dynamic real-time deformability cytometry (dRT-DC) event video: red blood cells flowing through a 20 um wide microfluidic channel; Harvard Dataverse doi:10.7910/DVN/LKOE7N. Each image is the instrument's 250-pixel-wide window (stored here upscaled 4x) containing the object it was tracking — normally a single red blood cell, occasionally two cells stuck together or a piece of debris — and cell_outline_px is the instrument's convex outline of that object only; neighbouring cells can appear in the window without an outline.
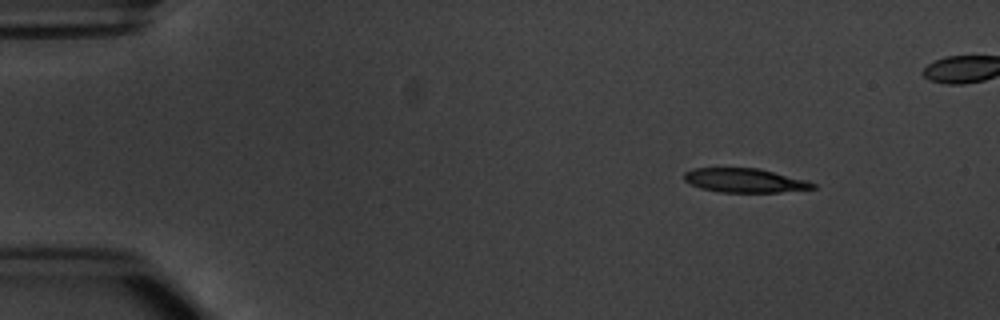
{"species": "common noctule bat (a hibernating species)", "species_latin": "Nyctalus noctula", "temperature_condition": "warm", "stored_images_in_passage": 6, "camera_frame_rate_fps": 3000, "um_per_image_px": 0.085, "animal": {"sex": "male", "body_mass_g": 20.1, "forearm_length_mm": 53.5}, "frame": {"image": 1, "passage_image": 1, "time_ms": 0.0, "image_size_px": [1000, 320], "cell_outline_px": [[816, 188], [780, 192], [720, 192], [700, 188], [684, 180], [684, 172], [692, 168], [760, 168], [808, 180], [816, 184]], "centroid_in_image_um": [63.32, 15.33], "position_along_channel_um": 21.7, "area_um2": 18.15}}